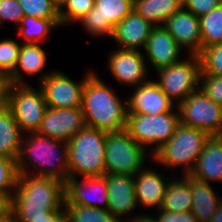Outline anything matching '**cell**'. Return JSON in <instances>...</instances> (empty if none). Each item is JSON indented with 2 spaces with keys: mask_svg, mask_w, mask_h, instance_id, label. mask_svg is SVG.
<instances>
[{
  "mask_svg": "<svg viewBox=\"0 0 222 222\" xmlns=\"http://www.w3.org/2000/svg\"><path fill=\"white\" fill-rule=\"evenodd\" d=\"M188 56L189 60H180L171 66L156 70L159 79L155 82L176 105L199 88L201 72L199 56L194 54Z\"/></svg>",
  "mask_w": 222,
  "mask_h": 222,
  "instance_id": "9",
  "label": "cell"
},
{
  "mask_svg": "<svg viewBox=\"0 0 222 222\" xmlns=\"http://www.w3.org/2000/svg\"><path fill=\"white\" fill-rule=\"evenodd\" d=\"M155 169L143 167L134 177L137 205L141 208L161 207L167 184L171 178L165 177ZM168 179V180H167Z\"/></svg>",
  "mask_w": 222,
  "mask_h": 222,
  "instance_id": "20",
  "label": "cell"
},
{
  "mask_svg": "<svg viewBox=\"0 0 222 222\" xmlns=\"http://www.w3.org/2000/svg\"><path fill=\"white\" fill-rule=\"evenodd\" d=\"M61 26L60 19H43L30 16H24L16 29L23 43H42L45 38H49L48 33ZM48 36V37H47Z\"/></svg>",
  "mask_w": 222,
  "mask_h": 222,
  "instance_id": "28",
  "label": "cell"
},
{
  "mask_svg": "<svg viewBox=\"0 0 222 222\" xmlns=\"http://www.w3.org/2000/svg\"><path fill=\"white\" fill-rule=\"evenodd\" d=\"M85 126L86 123L81 107H47L37 133L67 143Z\"/></svg>",
  "mask_w": 222,
  "mask_h": 222,
  "instance_id": "13",
  "label": "cell"
},
{
  "mask_svg": "<svg viewBox=\"0 0 222 222\" xmlns=\"http://www.w3.org/2000/svg\"><path fill=\"white\" fill-rule=\"evenodd\" d=\"M190 175L209 184L222 181V135L209 136Z\"/></svg>",
  "mask_w": 222,
  "mask_h": 222,
  "instance_id": "23",
  "label": "cell"
},
{
  "mask_svg": "<svg viewBox=\"0 0 222 222\" xmlns=\"http://www.w3.org/2000/svg\"><path fill=\"white\" fill-rule=\"evenodd\" d=\"M180 123L207 132L222 135V105L215 103L200 89L193 91L177 105Z\"/></svg>",
  "mask_w": 222,
  "mask_h": 222,
  "instance_id": "10",
  "label": "cell"
},
{
  "mask_svg": "<svg viewBox=\"0 0 222 222\" xmlns=\"http://www.w3.org/2000/svg\"><path fill=\"white\" fill-rule=\"evenodd\" d=\"M94 71H87L86 76L80 82L73 81L66 74L54 70L39 83L47 107L50 108H73L81 107L82 93L87 78Z\"/></svg>",
  "mask_w": 222,
  "mask_h": 222,
  "instance_id": "12",
  "label": "cell"
},
{
  "mask_svg": "<svg viewBox=\"0 0 222 222\" xmlns=\"http://www.w3.org/2000/svg\"><path fill=\"white\" fill-rule=\"evenodd\" d=\"M0 214H11L10 201L0 194Z\"/></svg>",
  "mask_w": 222,
  "mask_h": 222,
  "instance_id": "40",
  "label": "cell"
},
{
  "mask_svg": "<svg viewBox=\"0 0 222 222\" xmlns=\"http://www.w3.org/2000/svg\"><path fill=\"white\" fill-rule=\"evenodd\" d=\"M59 218L30 219L28 222H56Z\"/></svg>",
  "mask_w": 222,
  "mask_h": 222,
  "instance_id": "44",
  "label": "cell"
},
{
  "mask_svg": "<svg viewBox=\"0 0 222 222\" xmlns=\"http://www.w3.org/2000/svg\"><path fill=\"white\" fill-rule=\"evenodd\" d=\"M70 177L65 182V203L64 205H81L108 209L107 184L104 176ZM97 202H101L99 206Z\"/></svg>",
  "mask_w": 222,
  "mask_h": 222,
  "instance_id": "15",
  "label": "cell"
},
{
  "mask_svg": "<svg viewBox=\"0 0 222 222\" xmlns=\"http://www.w3.org/2000/svg\"><path fill=\"white\" fill-rule=\"evenodd\" d=\"M11 219V214H0V222H9Z\"/></svg>",
  "mask_w": 222,
  "mask_h": 222,
  "instance_id": "45",
  "label": "cell"
},
{
  "mask_svg": "<svg viewBox=\"0 0 222 222\" xmlns=\"http://www.w3.org/2000/svg\"><path fill=\"white\" fill-rule=\"evenodd\" d=\"M71 222H121L108 209L81 205H64Z\"/></svg>",
  "mask_w": 222,
  "mask_h": 222,
  "instance_id": "30",
  "label": "cell"
},
{
  "mask_svg": "<svg viewBox=\"0 0 222 222\" xmlns=\"http://www.w3.org/2000/svg\"><path fill=\"white\" fill-rule=\"evenodd\" d=\"M26 134L17 160L18 173L52 177L65 183L69 178L67 143L37 132Z\"/></svg>",
  "mask_w": 222,
  "mask_h": 222,
  "instance_id": "2",
  "label": "cell"
},
{
  "mask_svg": "<svg viewBox=\"0 0 222 222\" xmlns=\"http://www.w3.org/2000/svg\"><path fill=\"white\" fill-rule=\"evenodd\" d=\"M202 49L222 43V3L199 17Z\"/></svg>",
  "mask_w": 222,
  "mask_h": 222,
  "instance_id": "29",
  "label": "cell"
},
{
  "mask_svg": "<svg viewBox=\"0 0 222 222\" xmlns=\"http://www.w3.org/2000/svg\"><path fill=\"white\" fill-rule=\"evenodd\" d=\"M23 135L10 109L3 105L0 108V156L17 161Z\"/></svg>",
  "mask_w": 222,
  "mask_h": 222,
  "instance_id": "25",
  "label": "cell"
},
{
  "mask_svg": "<svg viewBox=\"0 0 222 222\" xmlns=\"http://www.w3.org/2000/svg\"><path fill=\"white\" fill-rule=\"evenodd\" d=\"M81 108L86 126L104 132H117L126 128L127 98L121 101L95 72L84 85Z\"/></svg>",
  "mask_w": 222,
  "mask_h": 222,
  "instance_id": "3",
  "label": "cell"
},
{
  "mask_svg": "<svg viewBox=\"0 0 222 222\" xmlns=\"http://www.w3.org/2000/svg\"><path fill=\"white\" fill-rule=\"evenodd\" d=\"M53 3L60 9L67 0H52Z\"/></svg>",
  "mask_w": 222,
  "mask_h": 222,
  "instance_id": "46",
  "label": "cell"
},
{
  "mask_svg": "<svg viewBox=\"0 0 222 222\" xmlns=\"http://www.w3.org/2000/svg\"><path fill=\"white\" fill-rule=\"evenodd\" d=\"M182 176L189 182L191 188L193 197L191 212L200 222H208L216 213L222 197L219 198L209 183L198 180L190 174Z\"/></svg>",
  "mask_w": 222,
  "mask_h": 222,
  "instance_id": "24",
  "label": "cell"
},
{
  "mask_svg": "<svg viewBox=\"0 0 222 222\" xmlns=\"http://www.w3.org/2000/svg\"><path fill=\"white\" fill-rule=\"evenodd\" d=\"M199 88L215 103L222 105V76L200 72Z\"/></svg>",
  "mask_w": 222,
  "mask_h": 222,
  "instance_id": "36",
  "label": "cell"
},
{
  "mask_svg": "<svg viewBox=\"0 0 222 222\" xmlns=\"http://www.w3.org/2000/svg\"><path fill=\"white\" fill-rule=\"evenodd\" d=\"M158 216L153 217L151 216L155 222H200L194 215L193 213L190 212H171V211H166L164 209H157Z\"/></svg>",
  "mask_w": 222,
  "mask_h": 222,
  "instance_id": "39",
  "label": "cell"
},
{
  "mask_svg": "<svg viewBox=\"0 0 222 222\" xmlns=\"http://www.w3.org/2000/svg\"><path fill=\"white\" fill-rule=\"evenodd\" d=\"M18 176L17 161L0 156V194L9 201L16 189Z\"/></svg>",
  "mask_w": 222,
  "mask_h": 222,
  "instance_id": "32",
  "label": "cell"
},
{
  "mask_svg": "<svg viewBox=\"0 0 222 222\" xmlns=\"http://www.w3.org/2000/svg\"><path fill=\"white\" fill-rule=\"evenodd\" d=\"M209 136L205 131L180 123L171 139L151 158L167 168L176 169L183 166V175L190 174Z\"/></svg>",
  "mask_w": 222,
  "mask_h": 222,
  "instance_id": "5",
  "label": "cell"
},
{
  "mask_svg": "<svg viewBox=\"0 0 222 222\" xmlns=\"http://www.w3.org/2000/svg\"><path fill=\"white\" fill-rule=\"evenodd\" d=\"M24 17L18 0H0V26L4 21L15 23L17 27Z\"/></svg>",
  "mask_w": 222,
  "mask_h": 222,
  "instance_id": "37",
  "label": "cell"
},
{
  "mask_svg": "<svg viewBox=\"0 0 222 222\" xmlns=\"http://www.w3.org/2000/svg\"><path fill=\"white\" fill-rule=\"evenodd\" d=\"M133 10L154 26H161L182 7V0H134Z\"/></svg>",
  "mask_w": 222,
  "mask_h": 222,
  "instance_id": "27",
  "label": "cell"
},
{
  "mask_svg": "<svg viewBox=\"0 0 222 222\" xmlns=\"http://www.w3.org/2000/svg\"><path fill=\"white\" fill-rule=\"evenodd\" d=\"M153 27V24L133 10L114 26L110 39L118 43L121 49H144Z\"/></svg>",
  "mask_w": 222,
  "mask_h": 222,
  "instance_id": "21",
  "label": "cell"
},
{
  "mask_svg": "<svg viewBox=\"0 0 222 222\" xmlns=\"http://www.w3.org/2000/svg\"><path fill=\"white\" fill-rule=\"evenodd\" d=\"M106 133L85 126L67 142L69 178L105 174Z\"/></svg>",
  "mask_w": 222,
  "mask_h": 222,
  "instance_id": "4",
  "label": "cell"
},
{
  "mask_svg": "<svg viewBox=\"0 0 222 222\" xmlns=\"http://www.w3.org/2000/svg\"><path fill=\"white\" fill-rule=\"evenodd\" d=\"M198 56L202 73L222 76V43L204 47Z\"/></svg>",
  "mask_w": 222,
  "mask_h": 222,
  "instance_id": "34",
  "label": "cell"
},
{
  "mask_svg": "<svg viewBox=\"0 0 222 222\" xmlns=\"http://www.w3.org/2000/svg\"><path fill=\"white\" fill-rule=\"evenodd\" d=\"M164 28L176 43L189 53L198 55L202 50V37L199 17L183 7L171 15L164 23Z\"/></svg>",
  "mask_w": 222,
  "mask_h": 222,
  "instance_id": "18",
  "label": "cell"
},
{
  "mask_svg": "<svg viewBox=\"0 0 222 222\" xmlns=\"http://www.w3.org/2000/svg\"><path fill=\"white\" fill-rule=\"evenodd\" d=\"M175 110L156 115L127 113L125 130L144 149L154 145L150 153L152 156L171 139L180 124L177 107Z\"/></svg>",
  "mask_w": 222,
  "mask_h": 222,
  "instance_id": "6",
  "label": "cell"
},
{
  "mask_svg": "<svg viewBox=\"0 0 222 222\" xmlns=\"http://www.w3.org/2000/svg\"><path fill=\"white\" fill-rule=\"evenodd\" d=\"M94 7V0H67L59 9L61 25L79 21Z\"/></svg>",
  "mask_w": 222,
  "mask_h": 222,
  "instance_id": "35",
  "label": "cell"
},
{
  "mask_svg": "<svg viewBox=\"0 0 222 222\" xmlns=\"http://www.w3.org/2000/svg\"><path fill=\"white\" fill-rule=\"evenodd\" d=\"M56 222H71L69 217L64 213Z\"/></svg>",
  "mask_w": 222,
  "mask_h": 222,
  "instance_id": "47",
  "label": "cell"
},
{
  "mask_svg": "<svg viewBox=\"0 0 222 222\" xmlns=\"http://www.w3.org/2000/svg\"><path fill=\"white\" fill-rule=\"evenodd\" d=\"M130 220H127V222H155L154 219L151 217V215L141 214V215H135L130 216Z\"/></svg>",
  "mask_w": 222,
  "mask_h": 222,
  "instance_id": "42",
  "label": "cell"
},
{
  "mask_svg": "<svg viewBox=\"0 0 222 222\" xmlns=\"http://www.w3.org/2000/svg\"><path fill=\"white\" fill-rule=\"evenodd\" d=\"M134 0H94V7L79 21L92 36L109 37L114 26L133 11Z\"/></svg>",
  "mask_w": 222,
  "mask_h": 222,
  "instance_id": "11",
  "label": "cell"
},
{
  "mask_svg": "<svg viewBox=\"0 0 222 222\" xmlns=\"http://www.w3.org/2000/svg\"><path fill=\"white\" fill-rule=\"evenodd\" d=\"M107 184L108 210L121 222L138 206L135 195L134 177L128 174L103 175Z\"/></svg>",
  "mask_w": 222,
  "mask_h": 222,
  "instance_id": "17",
  "label": "cell"
},
{
  "mask_svg": "<svg viewBox=\"0 0 222 222\" xmlns=\"http://www.w3.org/2000/svg\"><path fill=\"white\" fill-rule=\"evenodd\" d=\"M132 92L127 98V113L156 115L173 111L177 107L153 80L148 79Z\"/></svg>",
  "mask_w": 222,
  "mask_h": 222,
  "instance_id": "16",
  "label": "cell"
},
{
  "mask_svg": "<svg viewBox=\"0 0 222 222\" xmlns=\"http://www.w3.org/2000/svg\"><path fill=\"white\" fill-rule=\"evenodd\" d=\"M6 86V78L0 76V108L5 105Z\"/></svg>",
  "mask_w": 222,
  "mask_h": 222,
  "instance_id": "41",
  "label": "cell"
},
{
  "mask_svg": "<svg viewBox=\"0 0 222 222\" xmlns=\"http://www.w3.org/2000/svg\"><path fill=\"white\" fill-rule=\"evenodd\" d=\"M5 105L23 133L37 132L47 105L41 88L30 85L7 84Z\"/></svg>",
  "mask_w": 222,
  "mask_h": 222,
  "instance_id": "7",
  "label": "cell"
},
{
  "mask_svg": "<svg viewBox=\"0 0 222 222\" xmlns=\"http://www.w3.org/2000/svg\"><path fill=\"white\" fill-rule=\"evenodd\" d=\"M64 203V182L52 177L19 174L10 199L11 218L14 222L60 218L65 213Z\"/></svg>",
  "mask_w": 222,
  "mask_h": 222,
  "instance_id": "1",
  "label": "cell"
},
{
  "mask_svg": "<svg viewBox=\"0 0 222 222\" xmlns=\"http://www.w3.org/2000/svg\"><path fill=\"white\" fill-rule=\"evenodd\" d=\"M208 222H222V202L218 206L216 213L212 216V218Z\"/></svg>",
  "mask_w": 222,
  "mask_h": 222,
  "instance_id": "43",
  "label": "cell"
},
{
  "mask_svg": "<svg viewBox=\"0 0 222 222\" xmlns=\"http://www.w3.org/2000/svg\"><path fill=\"white\" fill-rule=\"evenodd\" d=\"M222 0H182L183 8L200 17L219 6Z\"/></svg>",
  "mask_w": 222,
  "mask_h": 222,
  "instance_id": "38",
  "label": "cell"
},
{
  "mask_svg": "<svg viewBox=\"0 0 222 222\" xmlns=\"http://www.w3.org/2000/svg\"><path fill=\"white\" fill-rule=\"evenodd\" d=\"M21 43L5 38L0 41V76L7 78L15 69Z\"/></svg>",
  "mask_w": 222,
  "mask_h": 222,
  "instance_id": "33",
  "label": "cell"
},
{
  "mask_svg": "<svg viewBox=\"0 0 222 222\" xmlns=\"http://www.w3.org/2000/svg\"><path fill=\"white\" fill-rule=\"evenodd\" d=\"M147 151L125 129L107 132L104 153L105 173L134 176L146 163Z\"/></svg>",
  "mask_w": 222,
  "mask_h": 222,
  "instance_id": "8",
  "label": "cell"
},
{
  "mask_svg": "<svg viewBox=\"0 0 222 222\" xmlns=\"http://www.w3.org/2000/svg\"><path fill=\"white\" fill-rule=\"evenodd\" d=\"M108 59L109 72L121 85L137 87L148 81L145 56L140 50L118 48Z\"/></svg>",
  "mask_w": 222,
  "mask_h": 222,
  "instance_id": "14",
  "label": "cell"
},
{
  "mask_svg": "<svg viewBox=\"0 0 222 222\" xmlns=\"http://www.w3.org/2000/svg\"><path fill=\"white\" fill-rule=\"evenodd\" d=\"M47 53L38 43H21L17 65L14 71L6 78L7 84L27 85L22 74L27 76H37L40 82L44 80L50 73H43L46 66ZM23 71V72H22Z\"/></svg>",
  "mask_w": 222,
  "mask_h": 222,
  "instance_id": "22",
  "label": "cell"
},
{
  "mask_svg": "<svg viewBox=\"0 0 222 222\" xmlns=\"http://www.w3.org/2000/svg\"><path fill=\"white\" fill-rule=\"evenodd\" d=\"M143 54L154 70L171 66L180 58L182 48L169 32L161 26H154L147 39ZM147 56V57H146Z\"/></svg>",
  "mask_w": 222,
  "mask_h": 222,
  "instance_id": "19",
  "label": "cell"
},
{
  "mask_svg": "<svg viewBox=\"0 0 222 222\" xmlns=\"http://www.w3.org/2000/svg\"><path fill=\"white\" fill-rule=\"evenodd\" d=\"M24 16L60 19L59 9L52 0H18Z\"/></svg>",
  "mask_w": 222,
  "mask_h": 222,
  "instance_id": "31",
  "label": "cell"
},
{
  "mask_svg": "<svg viewBox=\"0 0 222 222\" xmlns=\"http://www.w3.org/2000/svg\"><path fill=\"white\" fill-rule=\"evenodd\" d=\"M168 184L161 204V209L171 212H190L192 208V194L189 182L182 176L181 179L173 176Z\"/></svg>",
  "mask_w": 222,
  "mask_h": 222,
  "instance_id": "26",
  "label": "cell"
}]
</instances>
